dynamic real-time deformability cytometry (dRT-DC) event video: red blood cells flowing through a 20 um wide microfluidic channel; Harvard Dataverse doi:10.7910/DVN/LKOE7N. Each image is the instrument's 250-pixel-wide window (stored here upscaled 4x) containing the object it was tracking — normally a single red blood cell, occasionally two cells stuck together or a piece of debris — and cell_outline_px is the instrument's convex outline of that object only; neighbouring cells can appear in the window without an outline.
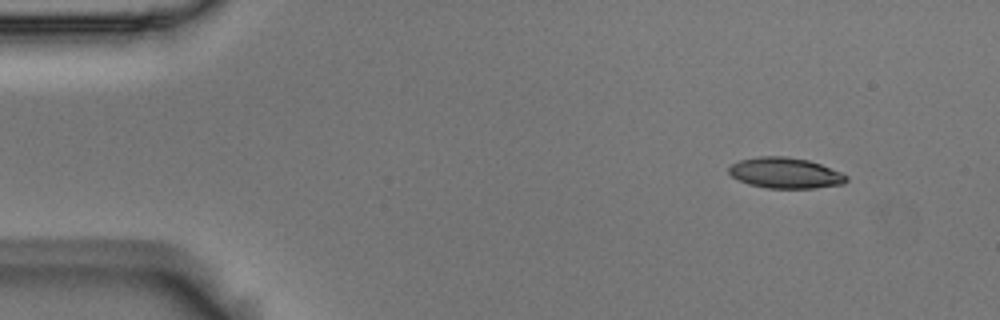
{"species": "Egyptian fruit bat (a non-hibernating species)", "species_latin": "Rousettus aegyptiacus", "temperature_condition": "room temperature", "stored_images_in_passage": 5, "camera_frame_rate_fps": 3000, "um_per_image_px": 0.085, "animal": {"sex": "male"}, "frame": {"image": 1, "passage_image": 1, "time_ms": 0.0, "image_size_px": [1000, 320], "cell_outline_px": [[848, 180], [844, 184], [812, 188], [768, 188], [748, 184], [732, 176], [728, 172], [728, 168], [732, 164], [740, 160], [760, 156], [788, 156], [808, 160], [820, 164], [840, 172], [848, 176]], "centroid_in_image_um": [66.75, 14.7], "position_along_channel_um": 18.2, "area_um2": 20.98}}
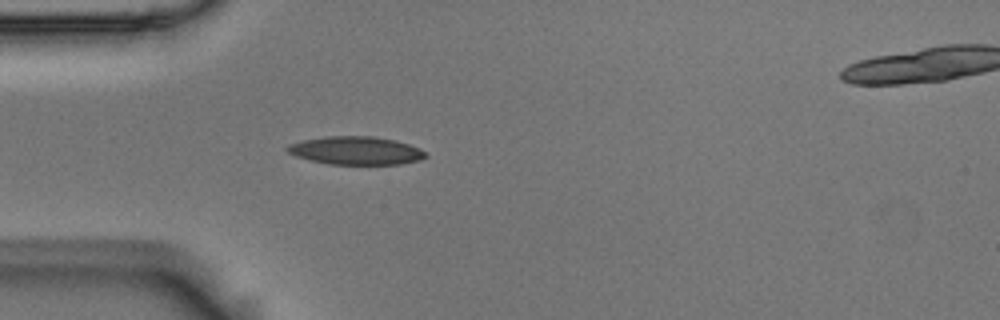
{"frame": {"image": 2, "passage_image": 4, "time_ms": 1.0, "image_size_px": [1000, 320], "cell_outline_px": [[428, 156], [420, 160], [400, 164], [328, 164], [296, 156], [288, 152], [284, 148], [288, 144], [304, 140], [324, 136], [376, 136], [396, 140], [420, 148]], "centroid_in_image_um": [30.26, 12.79], "position_along_channel_um": 54.7, "area_um2": 22.72}}